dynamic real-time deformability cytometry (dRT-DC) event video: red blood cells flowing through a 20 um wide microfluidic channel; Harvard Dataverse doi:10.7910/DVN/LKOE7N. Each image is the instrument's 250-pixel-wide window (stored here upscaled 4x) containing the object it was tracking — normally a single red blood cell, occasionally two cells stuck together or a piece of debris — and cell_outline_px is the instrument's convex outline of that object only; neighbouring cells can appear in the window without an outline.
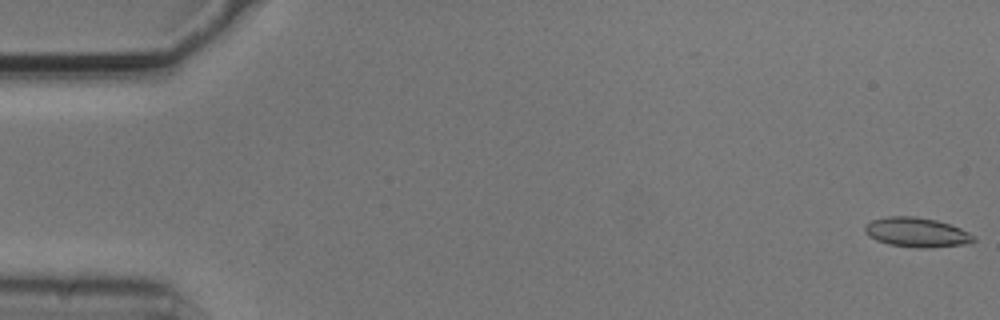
{"species": "common noctule bat (a hibernating species)", "species_latin": "Nyctalus noctula", "temperature_condition": "cold", "stored_images_in_passage": 54, "camera_frame_rate_fps": 3000, "um_per_image_px": 0.085, "animal": {"sex": "male", "body_mass_g": 20.5, "forearm_length_mm": 52.5}, "frame": {"image": 1, "passage_image": 1, "time_ms": 0.0, "image_size_px": [1000, 320], "cell_outline_px": [[976, 240], [972, 244], [924, 248], [916, 248], [888, 244], [876, 240], [868, 236], [864, 232], [864, 224], [872, 220], [888, 216], [916, 216], [936, 220], [960, 228], [976, 236]], "centroid_in_image_um": [77.92, 19.75], "position_along_channel_um": 7.1, "area_um2": 19.02}}
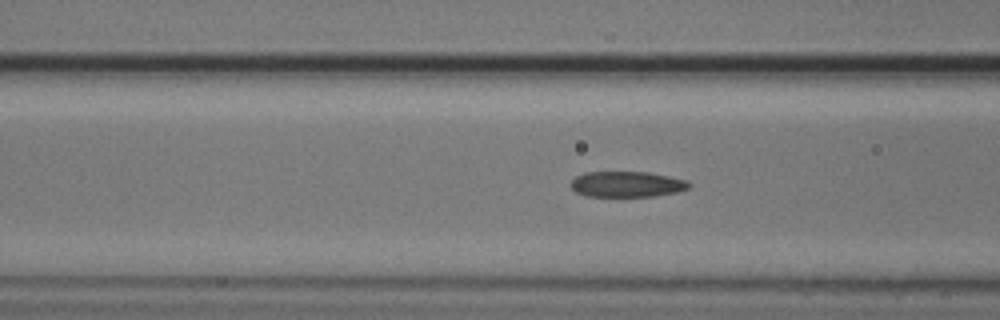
{"frame": {"image": 2, "passage_image": 21, "time_ms": 6.667, "image_size_px": [1000, 320], "cell_outline_px": [[692, 184], [688, 188], [676, 192], [656, 196], [584, 196], [576, 192], [568, 184], [576, 176], [584, 172], [648, 172], [688, 180]], "centroid_in_image_um": [53.27, 15.65], "position_along_channel_um": 113.3, "area_um2": 17.8}}
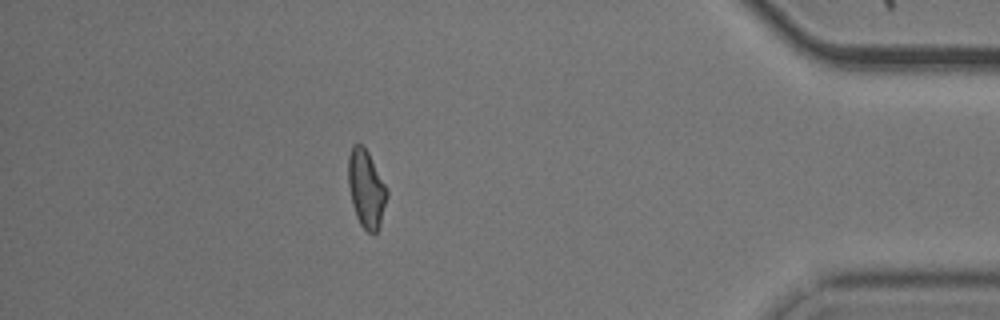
{"frame": {"image": 3, "passage_image": 48, "time_ms": 15.667, "image_size_px": [1000, 320], "cell_outline_px": [[388, 196], [380, 224], [376, 232], [372, 236], [360, 224], [356, 216], [352, 204], [348, 184], [348, 156], [352, 144], [364, 144], [388, 188]], "centroid_in_image_um": [31.13, 16.02], "position_along_channel_um": 404.1, "area_um2": 17.86}, "authors_computed_cell_mechanics": {"area_um2": 18.0336, "velocity_mm_per_s": 3.7193, "shape_relaxation_time_tau1_ms": 5.7659, "shape_relaxation_time_tau2_ms": 2.3326, "deformation_change_tau1": 0.1514, "deformation_change_tau2": 0.0893}}